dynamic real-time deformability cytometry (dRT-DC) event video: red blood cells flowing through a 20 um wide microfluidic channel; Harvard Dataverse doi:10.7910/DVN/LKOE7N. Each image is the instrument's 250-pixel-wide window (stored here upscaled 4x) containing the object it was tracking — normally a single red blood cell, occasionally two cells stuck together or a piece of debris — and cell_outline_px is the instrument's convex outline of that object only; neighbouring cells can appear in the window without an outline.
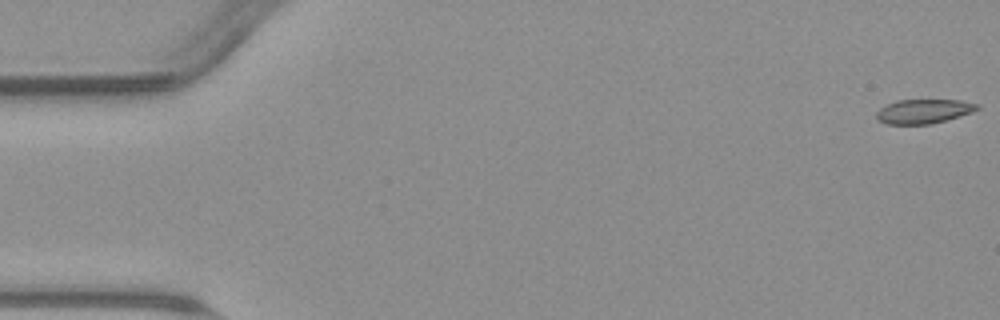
{"species": "common noctule bat (a hibernating species)", "species_latin": "Nyctalus noctula", "temperature_condition": "warm", "stored_images_in_passage": 55, "camera_frame_rate_fps": 3000, "um_per_image_px": 0.085, "animal": {"sex": "male", "body_mass_g": 23.1, "forearm_length_mm": 52.7}, "frame": {"image": 1, "passage_image": 1, "time_ms": 0.0, "image_size_px": [1000, 320], "cell_outline_px": [[980, 108], [972, 112], [932, 124], [888, 124], [876, 120], [876, 112], [880, 108], [896, 100], [960, 100], [980, 104]], "centroid_in_image_um": [78.51, 9.46], "position_along_channel_um": 6.5, "area_um2": 14.28}}
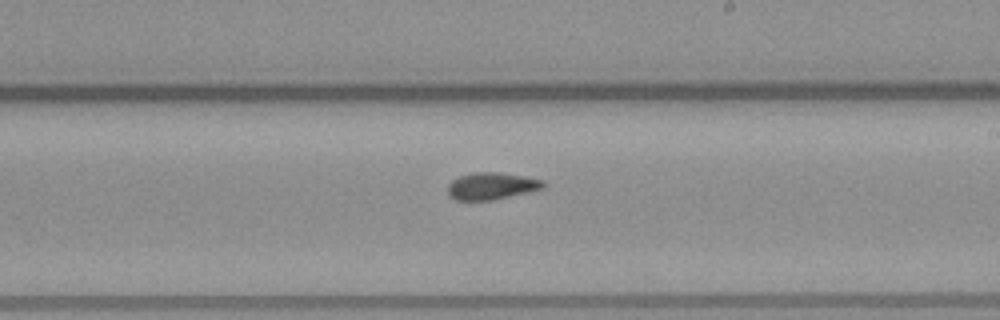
{"frame": {"image": 2, "passage_image": 32, "time_ms": 10.333, "image_size_px": [1000, 320], "cell_outline_px": [[544, 188], [528, 192], [492, 200], [456, 200], [448, 196], [448, 184], [452, 180], [460, 176], [472, 172], [500, 172], [524, 176], [544, 180]], "centroid_in_image_um": [41.76, 15.8], "position_along_channel_um": 247.2, "area_um2": 15.09}}
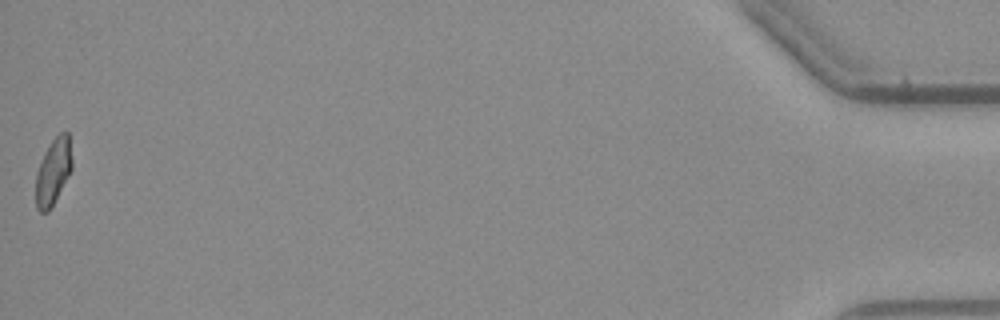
{"frame": {"image": 3, "passage_image": 55, "time_ms": 18.0, "image_size_px": [1000, 320], "cell_outline_px": [[72, 168], [68, 176], [48, 212], [40, 212], [36, 208], [36, 172], [44, 152], [52, 140], [60, 132], [68, 132], [72, 160]], "centroid_in_image_um": [4.51, 14.57], "position_along_channel_um": 430.7, "area_um2": 13.81}, "authors_computed_cell_mechanics": {"area_um2": 15.0858, "velocity_mm_per_s": 3.7876, "shape_relaxation_time_tau1_ms": null, "shape_relaxation_time_tau2_ms": 2.1023, "deformation_change_tau1": null, "deformation_change_tau2": 0.0509}}